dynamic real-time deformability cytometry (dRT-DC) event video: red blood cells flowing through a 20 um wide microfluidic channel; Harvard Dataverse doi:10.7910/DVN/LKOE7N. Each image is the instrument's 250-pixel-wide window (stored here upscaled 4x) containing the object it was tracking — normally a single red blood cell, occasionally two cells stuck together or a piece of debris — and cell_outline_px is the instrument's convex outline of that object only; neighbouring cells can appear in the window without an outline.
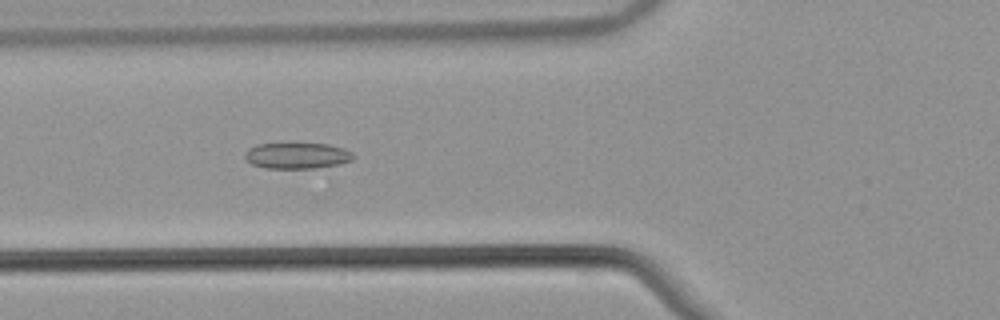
{"species": "common noctule bat (a hibernating species)", "species_latin": "Nyctalus noctula", "temperature_condition": "warm", "stored_images_in_passage": 43, "camera_frame_rate_fps": 3000, "um_per_image_px": 0.085, "animal": {"sex": "male", "body_mass_g": 21.5, "forearm_length_mm": 52.0}, "frame": {"image": 1, "passage_image": 10, "time_ms": 3.0, "image_size_px": [1000, 320], "cell_outline_px": [[352, 160], [340, 164], [312, 168], [264, 168], [252, 164], [244, 156], [244, 152], [248, 148], [256, 144], [328, 144], [344, 148], [352, 152]], "centroid_in_image_um": [25.22, 13.23], "position_along_channel_um": 100.6, "area_um2": 16.3}}
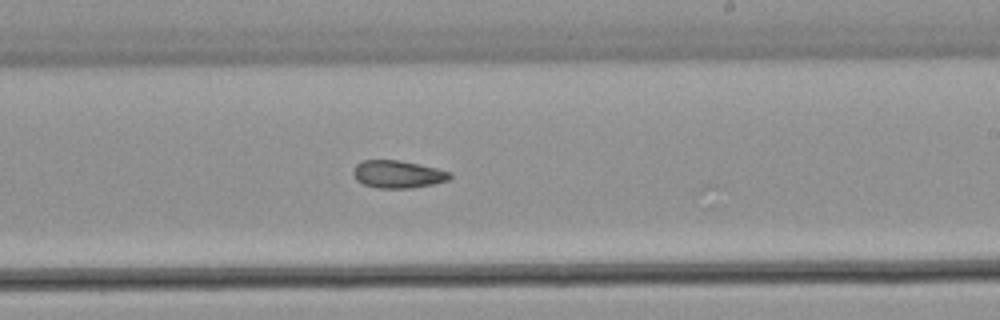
{"frame": {"image": 2, "passage_image": 22, "time_ms": 7.0, "image_size_px": [1000, 320], "cell_outline_px": [[452, 176], [448, 180], [432, 184], [412, 188], [376, 188], [364, 184], [356, 180], [352, 172], [356, 164], [364, 160], [400, 160], [436, 168], [452, 172]], "centroid_in_image_um": [33.81, 14.81], "position_along_channel_um": 255.2, "area_um2": 15.55}}
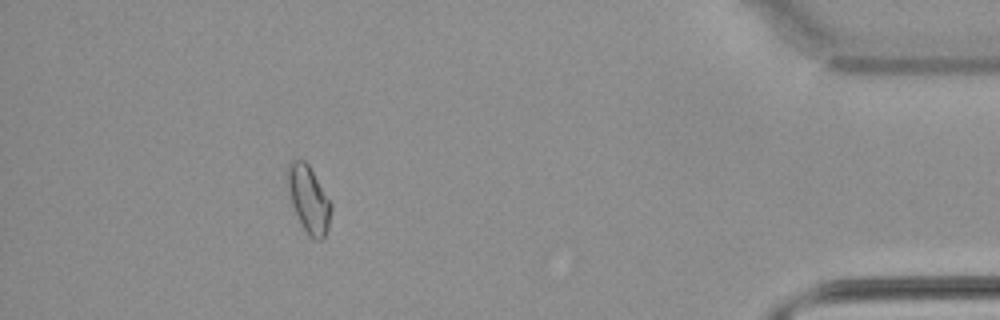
{"frame": {"image": 3, "passage_image": 38, "time_ms": 12.333, "image_size_px": [1000, 320], "cell_outline_px": [[332, 208], [328, 228], [324, 236], [320, 240], [312, 240], [308, 236], [292, 204], [288, 188], [288, 164], [292, 160], [304, 160], [308, 164], [332, 204]], "centroid_in_image_um": [26.26, 16.96], "position_along_channel_um": 408.9, "area_um2": 16.59}}